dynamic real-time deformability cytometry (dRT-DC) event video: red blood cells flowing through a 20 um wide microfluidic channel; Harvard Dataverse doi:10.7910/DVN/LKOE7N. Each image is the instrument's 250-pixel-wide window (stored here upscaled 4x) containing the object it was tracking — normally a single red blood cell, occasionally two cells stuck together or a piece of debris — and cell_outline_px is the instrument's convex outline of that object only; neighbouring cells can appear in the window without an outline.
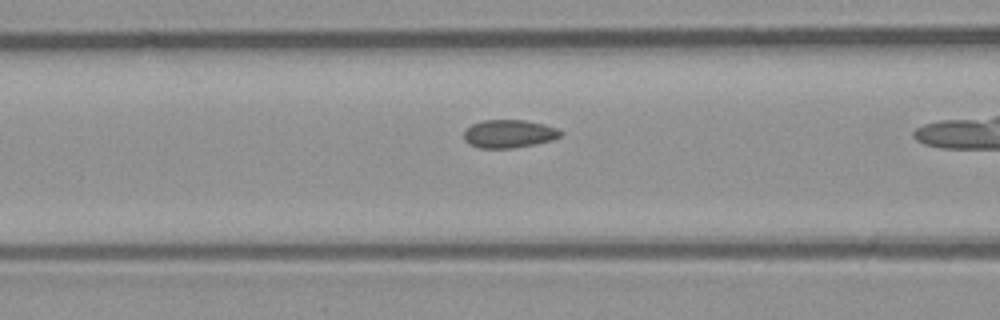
{"species": "common noctule bat (a hibernating species)", "species_latin": "Nyctalus noctula", "temperature_condition": "room temperature", "stored_images_in_passage": 28, "camera_frame_rate_fps": 3000, "um_per_image_px": 0.085, "animal": {"sex": "male", "body_mass_g": 23.1, "forearm_length_mm": 52.7}, "frame": {"image": 1, "passage_image": 8, "time_ms": 2.333, "image_size_px": [1000, 320], "cell_outline_px": [[564, 132], [560, 136], [552, 140], [536, 144], [512, 148], [480, 148], [468, 144], [464, 140], [464, 128], [480, 120], [524, 120], [544, 124], [556, 128]], "centroid_in_image_um": [43.23, 11.37], "position_along_channel_um": 123.4, "area_um2": 16.01}}
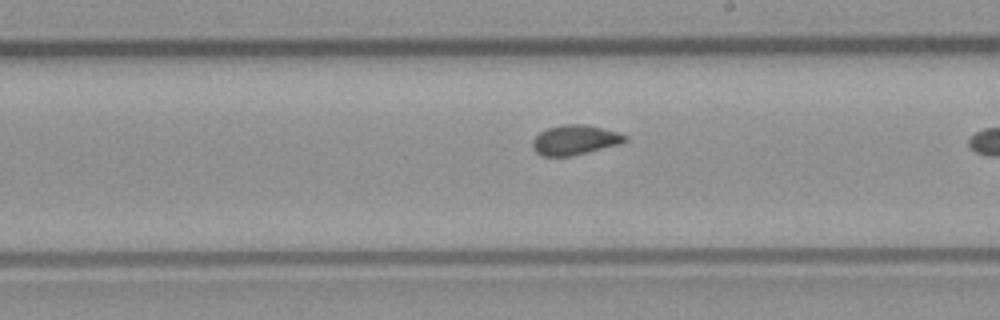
{"frame": {"image": 2, "passage_image": 17, "time_ms": 5.333, "image_size_px": [1000, 320], "cell_outline_px": [[628, 140], [616, 144], [572, 156], [544, 156], [536, 152], [532, 148], [532, 140], [540, 132], [548, 128], [564, 124], [584, 124], [604, 128], [628, 136]], "centroid_in_image_um": [48.83, 11.89], "position_along_channel_um": 240.2, "area_um2": 15.84}}
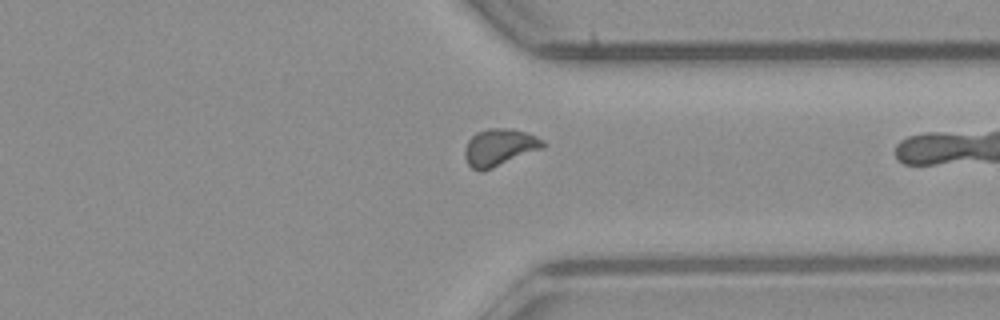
{"frame": {"image": 3, "passage_image": 27, "time_ms": 8.667, "image_size_px": [1000, 320], "cell_outline_px": [[544, 148], [484, 172], [472, 168], [468, 164], [464, 156], [464, 148], [468, 140], [476, 132], [488, 128], [512, 128], [528, 132], [544, 140]], "centroid_in_image_um": [42.46, 12.52], "position_along_channel_um": 368.9, "area_um2": 17.28}}